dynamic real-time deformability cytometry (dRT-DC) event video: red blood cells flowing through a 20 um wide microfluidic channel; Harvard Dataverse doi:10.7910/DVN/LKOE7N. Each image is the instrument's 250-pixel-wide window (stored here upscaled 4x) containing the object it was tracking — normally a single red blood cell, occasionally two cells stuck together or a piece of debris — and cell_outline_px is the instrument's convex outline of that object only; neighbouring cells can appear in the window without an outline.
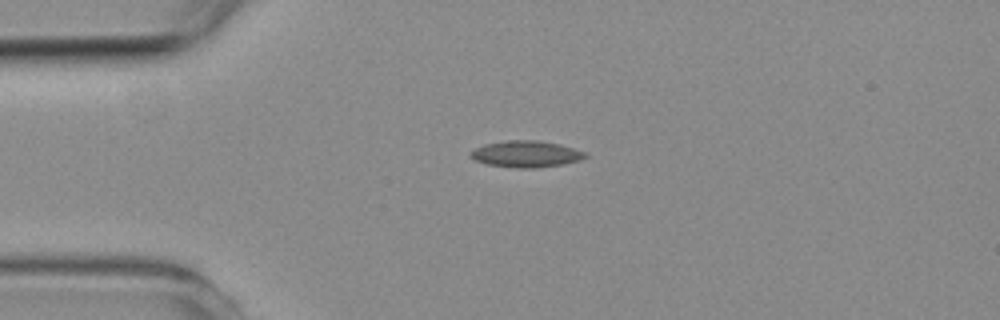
{"species": "common noctule bat (a hibernating species)", "species_latin": "Nyctalus noctula", "temperature_condition": "room temperature", "stored_images_in_passage": 5, "camera_frame_rate_fps": 3000, "um_per_image_px": 0.085, "animal": {"sex": "female", "body_mass_g": 19.3, "forearm_length_mm": 54.1}, "frame": {"image": 1, "passage_image": 2, "time_ms": 1.0, "image_size_px": [1000, 320], "cell_outline_px": [[588, 156], [580, 160], [564, 164], [536, 168], [516, 168], [484, 164], [468, 156], [468, 152], [484, 144], [508, 140], [536, 140], [560, 144], [588, 152]], "centroid_in_image_um": [44.72, 13.09], "position_along_channel_um": 40.3, "area_um2": 17.98}}
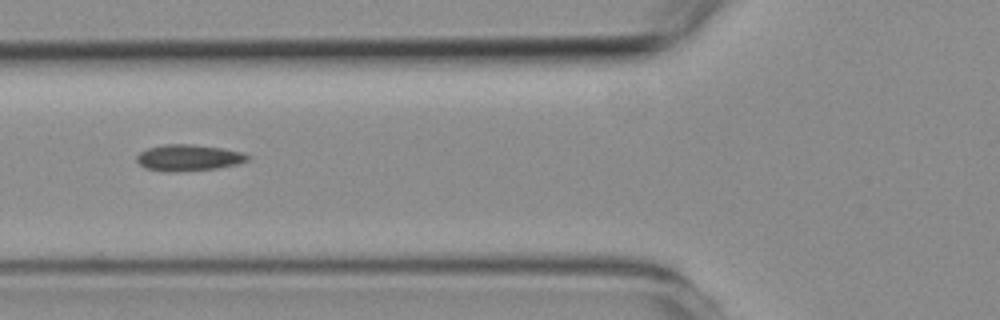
{"frame": {"image": 2, "passage_image": 4, "time_ms": 3.333, "image_size_px": [1000, 320], "cell_outline_px": [[252, 156], [248, 160], [240, 164], [216, 168], [176, 172], [164, 172], [144, 168], [136, 160], [136, 156], [140, 152], [148, 148], [164, 144], [188, 144], [220, 148], [244, 152]], "centroid_in_image_um": [16.03, 13.41], "position_along_channel_um": 109.8, "area_um2": 17.17}}
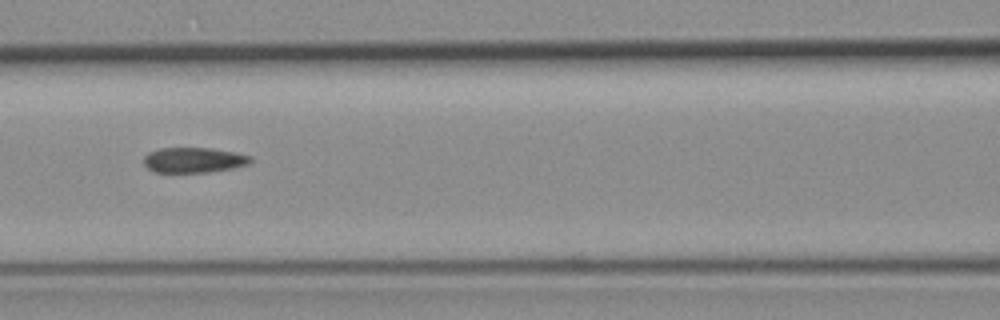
{"frame": {"image": 3, "passage_image": 5, "time_ms": 4.333, "image_size_px": [1000, 320], "cell_outline_px": [[252, 160], [248, 164], [232, 168], [208, 172], [152, 172], [144, 164], [144, 156], [148, 152], [160, 148], [208, 148], [232, 152], [252, 156]], "centroid_in_image_um": [16.43, 13.6], "position_along_channel_um": 150.2, "area_um2": 15.61}}